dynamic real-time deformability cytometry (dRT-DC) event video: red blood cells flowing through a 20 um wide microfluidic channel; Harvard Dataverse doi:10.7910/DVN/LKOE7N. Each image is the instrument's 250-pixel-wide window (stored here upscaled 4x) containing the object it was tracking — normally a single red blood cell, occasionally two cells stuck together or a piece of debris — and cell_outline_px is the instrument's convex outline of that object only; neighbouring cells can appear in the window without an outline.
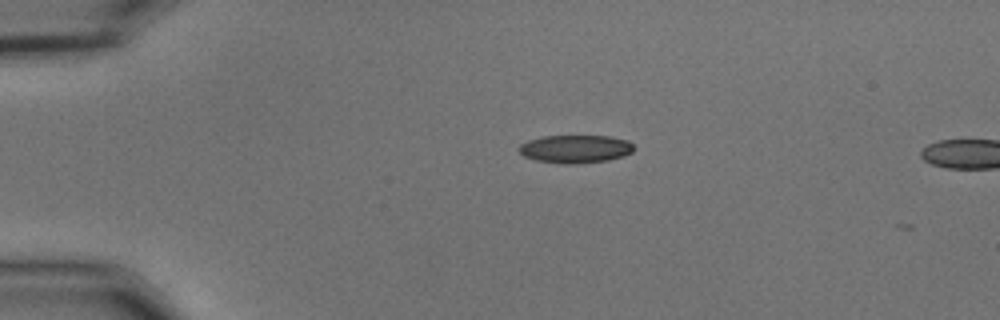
{"species": "common noctule bat (a hibernating species)", "species_latin": "Nyctalus noctula", "temperature_condition": "cold", "stored_images_in_passage": 3, "camera_frame_rate_fps": 3000, "um_per_image_px": 0.085, "animal": {"sex": "male", "body_mass_g": 15.6}, "frame": {"image": 1, "passage_image": 2, "time_ms": 0.333, "image_size_px": [1000, 320], "cell_outline_px": [[636, 148], [632, 152], [624, 156], [608, 160], [572, 164], [564, 164], [536, 160], [524, 156], [516, 148], [520, 144], [528, 140], [540, 136], [608, 136], [628, 140]], "centroid_in_image_um": [48.9, 12.65], "position_along_channel_um": 36.1, "area_um2": 18.9}}